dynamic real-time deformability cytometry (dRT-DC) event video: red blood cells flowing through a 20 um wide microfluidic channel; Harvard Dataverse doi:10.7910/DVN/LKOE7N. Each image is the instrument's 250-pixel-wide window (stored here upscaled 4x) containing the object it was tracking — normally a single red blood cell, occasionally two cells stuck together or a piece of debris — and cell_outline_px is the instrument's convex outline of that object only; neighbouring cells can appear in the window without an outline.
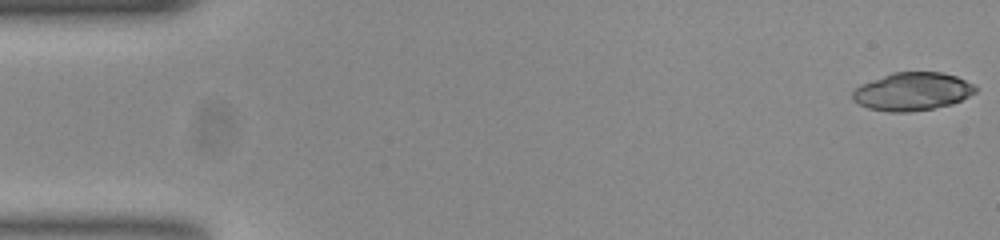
{"species": "common noctule bat (a hibernating species)", "species_latin": "Nyctalus noctula", "temperature_condition": "room temperature", "stored_images_in_passage": 53, "camera_frame_rate_fps": 3000, "um_per_image_px": 0.085, "animal": {"sex": "female", "body_mass_g": 23.0, "forearm_length_mm": 53.4}, "frame": {"image": 1, "passage_image": 1, "time_ms": 0.0, "image_size_px": [1000, 240], "cell_outline_px": [[976, 92], [952, 104], [932, 108], [908, 112], [888, 112], [868, 108], [852, 100], [852, 92], [860, 84], [892, 72], [940, 72], [956, 76], [972, 84], [976, 88]], "centroid_in_image_um": [77.51, 7.78], "position_along_channel_um": 7.5, "area_um2": 27.11}}